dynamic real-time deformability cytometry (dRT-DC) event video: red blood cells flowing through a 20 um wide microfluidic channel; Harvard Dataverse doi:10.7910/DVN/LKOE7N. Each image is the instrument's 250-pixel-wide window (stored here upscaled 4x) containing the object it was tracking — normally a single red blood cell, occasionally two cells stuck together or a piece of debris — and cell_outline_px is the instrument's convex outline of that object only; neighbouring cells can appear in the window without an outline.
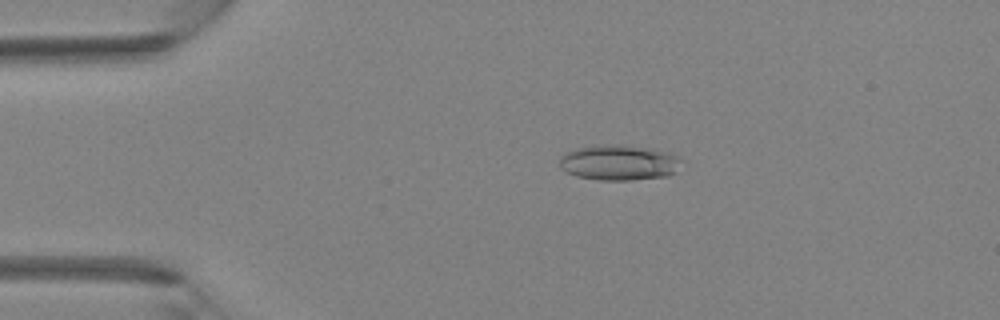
{"species": "Egyptian fruit bat (a non-hibernating species)", "species_latin": "Rousettus aegyptiacus", "temperature_condition": "room temperature", "stored_images_in_passage": 42, "camera_frame_rate_fps": 3000, "um_per_image_px": 0.085, "animal": {"sex": "female"}, "frame": {"image": 1, "passage_image": 9, "time_ms": 2.667, "image_size_px": [1000, 320], "cell_outline_px": [[680, 160], [676, 172], [668, 176], [632, 180], [600, 180], [576, 176], [560, 168], [560, 156], [576, 148], [600, 144], [624, 144], [652, 148], [676, 156]], "centroid_in_image_um": [52.59, 13.81], "position_along_channel_um": 32.4, "area_um2": 25.2}}
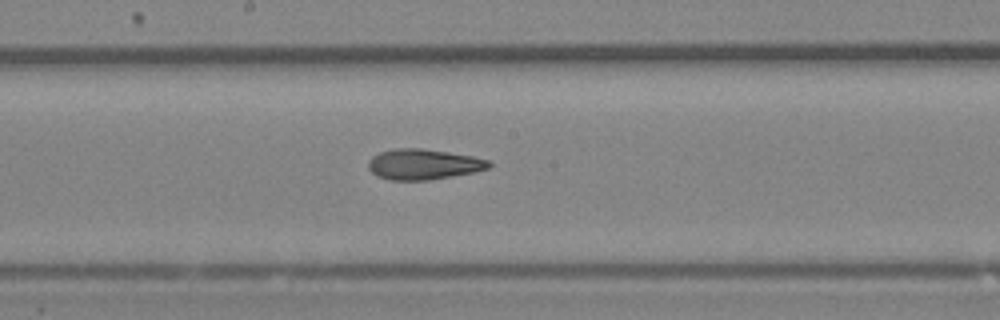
{"frame": {"image": 2, "passage_image": 23, "time_ms": 7.333, "image_size_px": [1000, 320], "cell_outline_px": [[492, 164], [488, 168], [472, 172], [452, 176], [428, 180], [388, 180], [376, 176], [368, 168], [368, 160], [372, 156], [380, 152], [392, 148], [420, 148], [448, 152], [472, 156], [488, 160]], "centroid_in_image_um": [35.94, 13.96], "position_along_channel_um": 212.3, "area_um2": 21.44}}
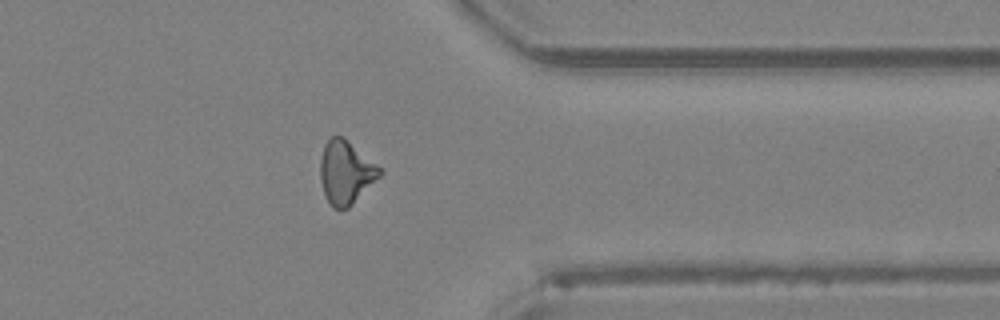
{"frame": {"image": 3, "passage_image": 34, "time_ms": 11.0, "image_size_px": [1000, 320], "cell_outline_px": [[384, 172], [348, 208], [332, 208], [324, 192], [320, 180], [320, 160], [324, 144], [332, 136], [344, 136], [376, 164]], "centroid_in_image_um": [29.38, 14.62], "position_along_channel_um": 382.0, "area_um2": 21.73}}